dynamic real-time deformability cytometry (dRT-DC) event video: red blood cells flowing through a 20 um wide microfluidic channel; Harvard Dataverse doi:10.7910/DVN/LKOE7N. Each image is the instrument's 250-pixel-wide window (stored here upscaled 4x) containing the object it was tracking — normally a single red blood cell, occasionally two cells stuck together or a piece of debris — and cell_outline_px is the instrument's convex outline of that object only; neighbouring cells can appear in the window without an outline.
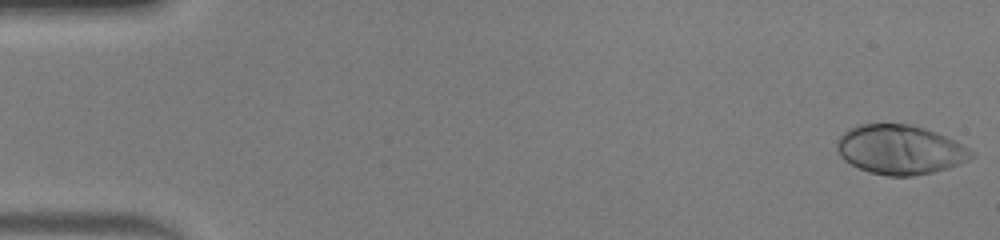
{"species": "human", "species_latin": "Homo sapiens", "temperature_condition": "warm", "stored_images_in_passage": 48, "camera_frame_rate_fps": 3000, "um_per_image_px": 0.085, "donor": {"sex": "male"}, "frame": {"image": 1, "passage_image": 1, "time_ms": 0.0, "image_size_px": [1000, 240], "cell_outline_px": [[976, 156], [960, 164], [948, 168], [932, 172], [912, 176], [888, 176], [868, 172], [844, 160], [840, 156], [836, 148], [836, 144], [840, 136], [848, 128], [860, 124], [908, 124], [924, 128], [936, 132], [976, 152]], "centroid_in_image_um": [76.5, 12.73], "position_along_channel_um": 8.5, "area_um2": 38.61}}
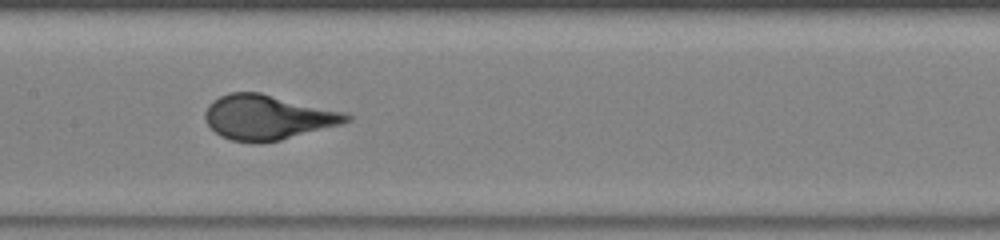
{"frame": {"image": 2, "passage_image": 24, "time_ms": 7.667, "image_size_px": [1000, 240], "cell_outline_px": [[352, 120], [344, 124], [280, 140], [232, 140], [220, 136], [208, 124], [204, 116], [204, 112], [208, 104], [212, 100], [228, 92], [260, 92], [344, 112], [352, 116]], "centroid_in_image_um": [22.77, 9.93], "position_along_channel_um": 184.6, "area_um2": 36.41}}
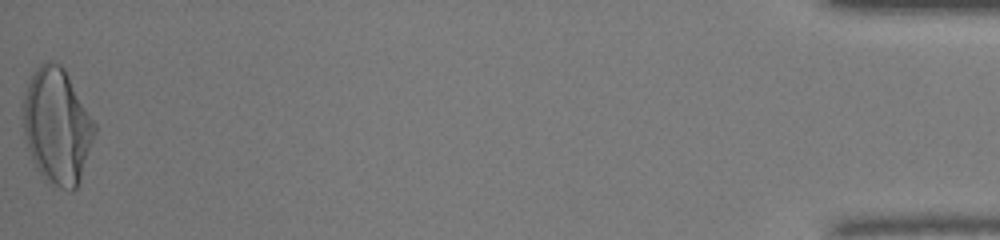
{"frame": {"image": 3, "passage_image": 48, "time_ms": 15.667, "image_size_px": [1000, 240], "cell_outline_px": [[96, 132], [80, 180], [76, 188], [72, 192], [52, 188], [44, 180], [36, 168], [32, 160], [24, 136], [20, 104], [24, 92], [32, 72], [40, 64], [48, 60], [52, 60], [60, 64], [64, 68], [96, 124]], "centroid_in_image_um": [4.81, 10.74], "position_along_channel_um": 430.4, "area_um2": 49.25}}